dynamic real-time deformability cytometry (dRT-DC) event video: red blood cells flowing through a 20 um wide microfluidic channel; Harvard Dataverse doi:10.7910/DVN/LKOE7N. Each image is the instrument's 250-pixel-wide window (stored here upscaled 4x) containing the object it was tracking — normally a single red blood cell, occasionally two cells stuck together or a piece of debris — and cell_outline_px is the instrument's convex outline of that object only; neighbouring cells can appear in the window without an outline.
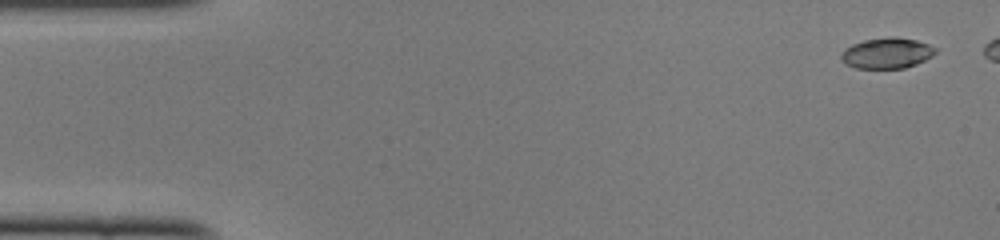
{"species": "common noctule bat (a hibernating species)", "species_latin": "Nyctalus noctula", "temperature_condition": "cold", "stored_images_in_passage": 40, "camera_frame_rate_fps": 3000, "um_per_image_px": 0.085, "animal": {"sex": "female", "body_mass_g": 22.0, "forearm_length_mm": 56.7}, "frame": {"image": 1, "passage_image": 2, "time_ms": 0.333, "image_size_px": [1000, 240], "cell_outline_px": [[936, 52], [932, 56], [916, 64], [904, 68], [856, 68], [844, 64], [840, 60], [840, 52], [844, 48], [852, 44], [864, 40], [888, 36], [896, 36], [916, 40], [928, 44], [936, 48]], "centroid_in_image_um": [75.34, 4.51], "position_along_channel_um": 9.7, "area_um2": 17.11}}
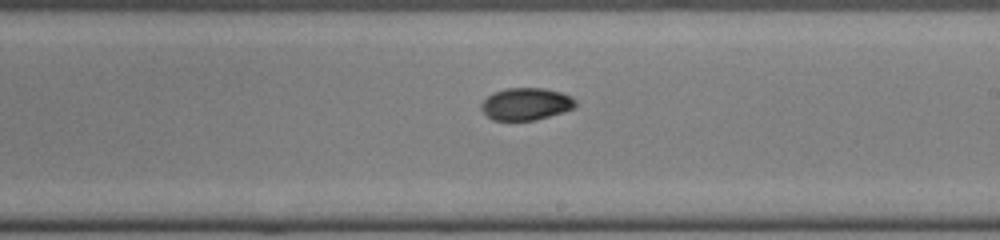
{"frame": {"image": 2, "passage_image": 28, "time_ms": 9.0, "image_size_px": [1000, 240], "cell_outline_px": [[576, 104], [572, 108], [564, 112], [536, 120], [492, 120], [480, 108], [480, 104], [492, 92], [508, 88], [544, 88], [560, 92], [572, 96], [576, 100]], "centroid_in_image_um": [44.71, 8.83], "position_along_channel_um": 244.3, "area_um2": 17.74}}
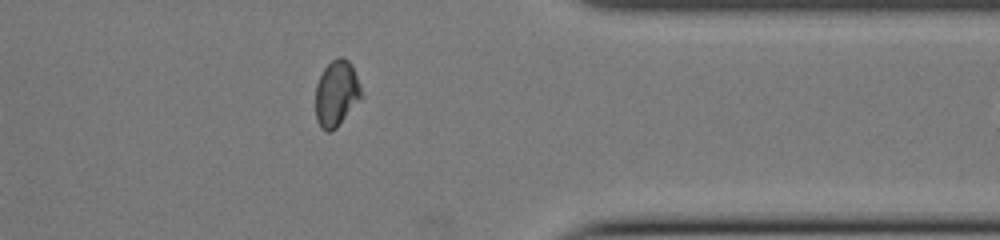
{"frame": {"image": 3, "passage_image": 39, "time_ms": 12.667, "image_size_px": [1000, 240], "cell_outline_px": [[360, 100], [336, 128], [332, 132], [328, 132], [320, 128], [316, 120], [316, 84], [324, 68], [336, 56], [340, 56], [348, 60], [352, 64], [360, 84]], "centroid_in_image_um": [28.58, 7.94], "position_along_channel_um": 382.8, "area_um2": 17.63}}